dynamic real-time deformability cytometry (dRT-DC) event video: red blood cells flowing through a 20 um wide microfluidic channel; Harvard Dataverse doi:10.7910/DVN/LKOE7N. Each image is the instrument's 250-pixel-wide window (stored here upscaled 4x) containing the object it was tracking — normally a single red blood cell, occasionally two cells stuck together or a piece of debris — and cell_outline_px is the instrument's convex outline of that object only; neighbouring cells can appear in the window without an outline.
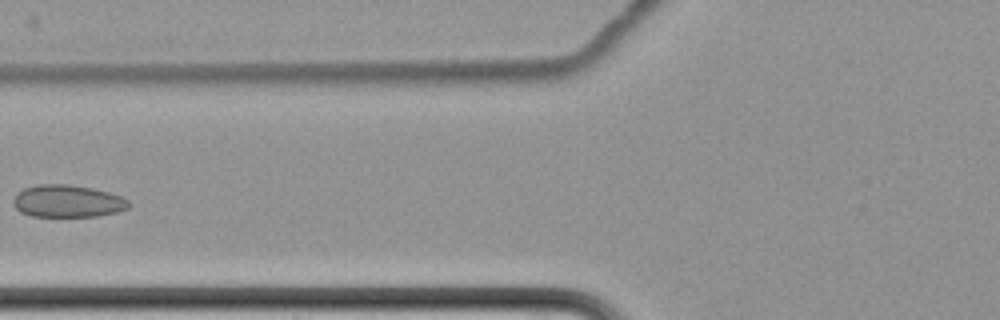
{"species": "common noctule bat (a hibernating species)", "species_latin": "Nyctalus noctula", "temperature_condition": "cold", "stored_images_in_passage": 6, "camera_frame_rate_fps": 3000, "um_per_image_px": 0.085, "animal": {"sex": "female", "body_mass_g": 22.7, "forearm_length_mm": 54.2}, "frame": {"image": 1, "passage_image": 6, "time_ms": 6.0, "image_size_px": [1000, 320], "cell_outline_px": [[132, 204], [128, 208], [116, 212], [96, 216], [32, 216], [20, 212], [12, 204], [12, 200], [16, 192], [24, 188], [36, 184], [68, 184], [92, 188], [108, 192], [120, 196], [128, 200]], "centroid_in_image_um": [5.71, 17.09], "position_along_channel_um": 120.1, "area_um2": 21.91}}